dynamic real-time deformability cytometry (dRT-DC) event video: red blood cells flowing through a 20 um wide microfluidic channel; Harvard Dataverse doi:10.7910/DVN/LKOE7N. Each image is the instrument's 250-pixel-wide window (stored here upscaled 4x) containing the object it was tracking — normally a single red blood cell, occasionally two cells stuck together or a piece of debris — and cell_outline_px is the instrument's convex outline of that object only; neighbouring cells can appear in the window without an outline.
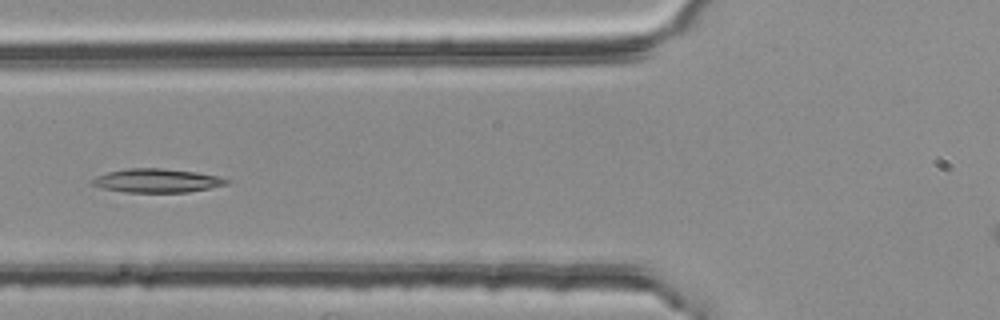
{"species": "common noctule bat (a hibernating species)", "species_latin": "Nyctalus noctula", "temperature_condition": "room temperature", "stored_images_in_passage": 6, "camera_frame_rate_fps": 3000, "um_per_image_px": 0.085, "animal": {"sex": "female", "body_mass_g": 25.1}, "frame": {"image": 1, "passage_image": 4, "time_ms": 1.0, "image_size_px": [1000, 320], "cell_outline_px": [[228, 184], [188, 192], [124, 192], [100, 188], [92, 184], [88, 180], [96, 176], [108, 172], [128, 168], [160, 168], [196, 172], [220, 176], [228, 180]], "centroid_in_image_um": [13.28, 15.35], "position_along_channel_um": 112.5, "area_um2": 18.61}}
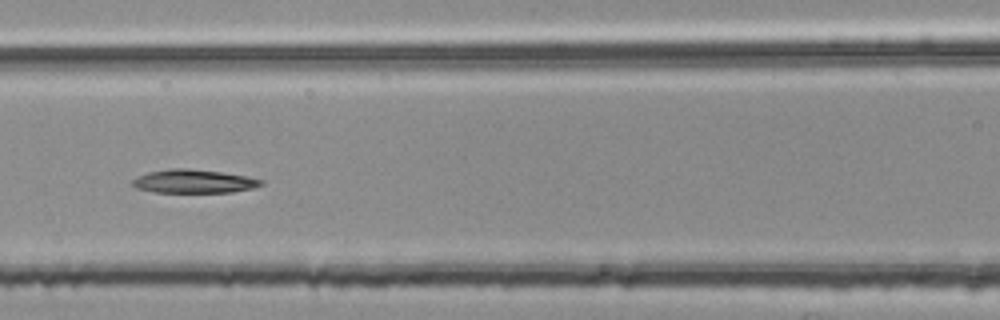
{"frame": {"image": 2, "passage_image": 5, "time_ms": 1.333, "image_size_px": [1000, 320], "cell_outline_px": [[264, 184], [252, 188], [232, 192], [156, 192], [136, 188], [132, 184], [132, 180], [148, 172], [168, 168], [188, 168], [220, 172], [244, 176], [264, 180]], "centroid_in_image_um": [16.47, 15.41], "position_along_channel_um": 150.1, "area_um2": 17.46}}
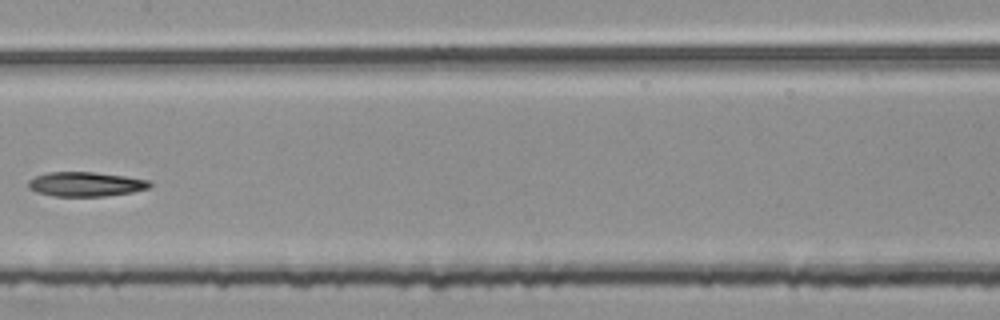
{"frame": {"image": 3, "passage_image": 6, "time_ms": 1.667, "image_size_px": [1000, 320], "cell_outline_px": [[152, 184], [148, 188], [132, 192], [104, 196], [52, 196], [36, 192], [28, 188], [28, 180], [36, 176], [48, 172], [92, 172], [124, 176], [152, 180]], "centroid_in_image_um": [7.28, 15.65], "position_along_channel_um": 200.1, "area_um2": 17.34}}